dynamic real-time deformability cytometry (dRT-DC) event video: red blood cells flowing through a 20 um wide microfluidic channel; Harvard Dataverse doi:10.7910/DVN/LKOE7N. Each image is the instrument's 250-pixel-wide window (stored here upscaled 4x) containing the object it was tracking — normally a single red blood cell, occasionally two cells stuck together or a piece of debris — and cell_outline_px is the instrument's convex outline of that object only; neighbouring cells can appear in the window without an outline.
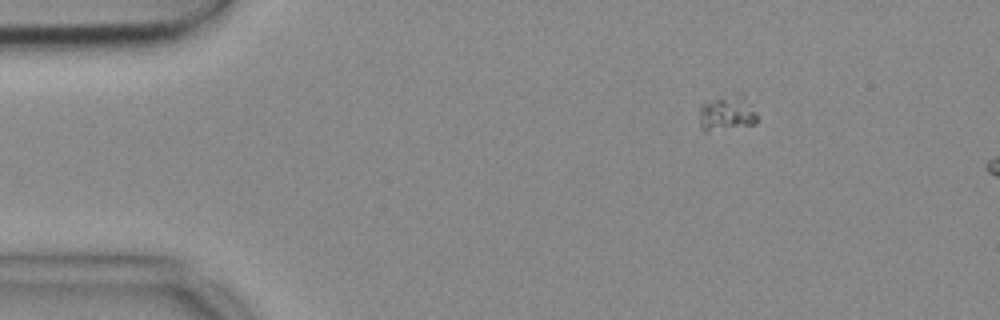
{"species": "common noctule bat (a hibernating species)", "species_latin": "Nyctalus noctula", "temperature_condition": "cold", "stored_images_in_passage": 7, "segment_of_instrument_passage": [1, 2], "camera_frame_rate_fps": 3000, "um_per_image_px": 0.085, "animal": {"sex": "female", "body_mass_g": 18.4}, "frame": {"image": 1, "passage_image": 2, "time_ms": 0.333, "image_size_px": [1000, 320], "cell_outline_px": [[756, 124], [708, 132], [704, 132], [700, 128], [700, 104], [704, 100], [724, 100], [748, 104], [756, 112]], "centroid_in_image_um": [61.65, 9.8], "position_along_channel_um": 23.4, "area_um2": 10.64}}